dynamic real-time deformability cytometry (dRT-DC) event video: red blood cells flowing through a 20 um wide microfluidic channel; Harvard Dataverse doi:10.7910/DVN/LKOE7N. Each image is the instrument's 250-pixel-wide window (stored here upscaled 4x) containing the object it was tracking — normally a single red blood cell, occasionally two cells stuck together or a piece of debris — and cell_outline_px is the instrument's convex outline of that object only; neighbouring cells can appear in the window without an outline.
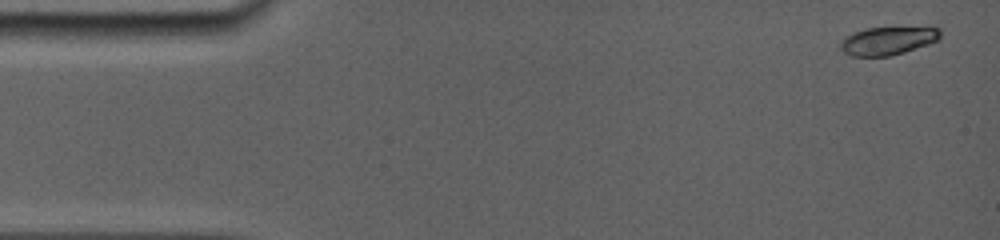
{"species": "common noctule bat (a hibernating species)", "species_latin": "Nyctalus noctula", "temperature_condition": "room temperature", "stored_images_in_passage": 28, "camera_frame_rate_fps": 5000, "um_per_image_px": 0.085, "animal": {"sex": "female", "body_mass_g": 19.0, "forearm_length_mm": 56.7}, "frame": {"image": 1, "passage_image": 1, "time_ms": 0.0, "image_size_px": [1000, 240], "cell_outline_px": [[940, 40], [904, 52], [888, 56], [852, 56], [844, 52], [840, 48], [840, 40], [844, 36], [852, 32], [868, 28], [932, 24], [940, 28]], "centroid_in_image_um": [75.55, 3.4], "position_along_channel_um": 9.5, "area_um2": 17.28}}
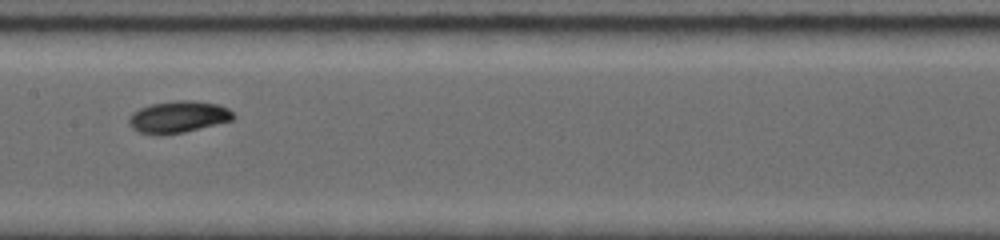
{"frame": {"image": 2, "passage_image": 15, "time_ms": 7.8, "image_size_px": [1000, 240], "cell_outline_px": [[236, 116], [232, 120], [184, 132], [140, 132], [132, 128], [128, 124], [128, 116], [132, 112], [140, 108], [152, 104], [176, 100], [192, 100], [216, 104], [228, 108]], "centroid_in_image_um": [15.16, 9.9], "position_along_channel_um": 192.2, "area_um2": 18.79}}
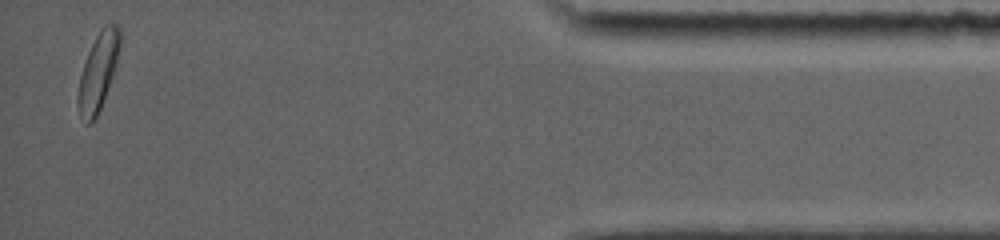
{"frame": {"image": 3, "passage_image": 27, "time_ms": 15.4, "image_size_px": [1000, 240], "cell_outline_px": [[120, 48], [116, 64], [112, 76], [100, 108], [92, 124], [84, 124], [80, 116], [76, 100], [76, 96], [80, 76], [88, 52], [100, 28], [104, 24], [116, 24], [120, 28]], "centroid_in_image_um": [8.32, 6.11], "position_along_channel_um": 426.9, "area_um2": 18.84}, "authors_computed_cell_mechanics": {"area_um2": 18.3515, "velocity_mm_per_s": 3.8311, "shape_relaxation_time_tau1_ms": 2.7294, "shape_relaxation_time_tau2_ms": null, "deformation_change_tau1": 0.1078, "deformation_change_tau2": null}}